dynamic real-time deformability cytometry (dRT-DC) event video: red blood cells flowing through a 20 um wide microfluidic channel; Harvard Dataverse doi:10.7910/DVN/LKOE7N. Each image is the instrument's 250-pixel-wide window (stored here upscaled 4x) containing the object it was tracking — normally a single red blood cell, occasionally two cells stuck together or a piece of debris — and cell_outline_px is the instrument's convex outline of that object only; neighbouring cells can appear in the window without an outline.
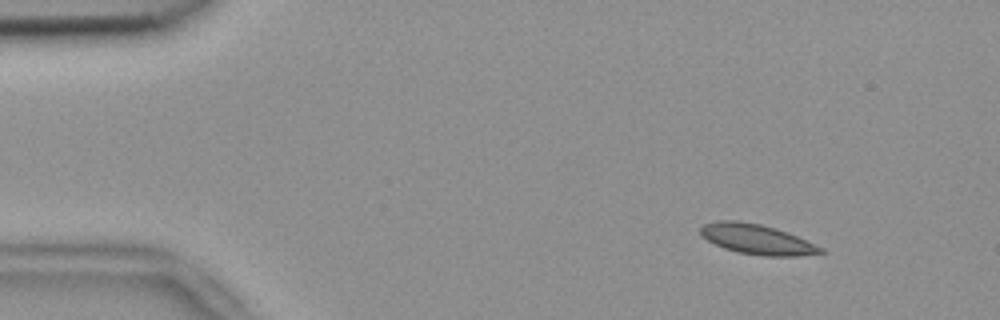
{"species": "common noctule bat (a hibernating species)", "species_latin": "Nyctalus noctula", "temperature_condition": "room temperature", "stored_images_in_passage": 55, "camera_frame_rate_fps": 3000, "um_per_image_px": 0.085, "animal": {"sex": "female", "body_mass_g": 18.4}, "frame": {"image": 1, "passage_image": 7, "time_ms": 2.0, "image_size_px": [1000, 320], "cell_outline_px": [[828, 252], [800, 256], [764, 256], [736, 252], [724, 248], [700, 236], [700, 228], [704, 224], [720, 220], [736, 220], [760, 224], [776, 228], [788, 232], [824, 248]], "centroid_in_image_um": [64.37, 20.34], "position_along_channel_um": 20.6, "area_um2": 21.15}}
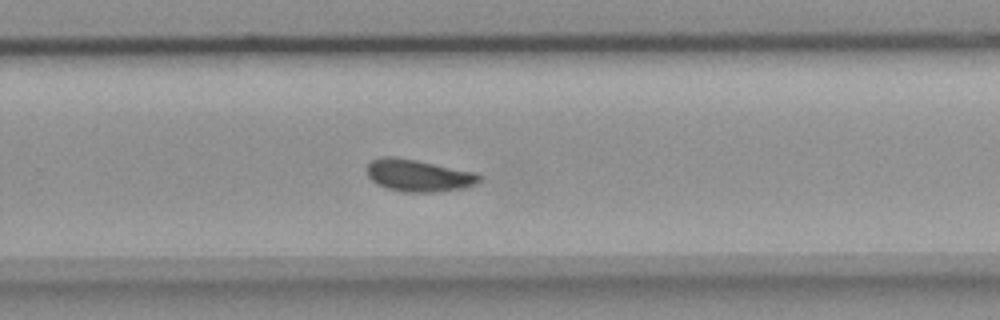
{"frame": {"image": 2, "passage_image": 36, "time_ms": 11.667, "image_size_px": [1000, 320], "cell_outline_px": [[480, 180], [476, 184], [464, 188], [440, 192], [400, 192], [376, 184], [368, 176], [368, 164], [372, 160], [384, 156], [392, 156], [416, 160], [476, 172], [480, 176]], "centroid_in_image_um": [35.58, 14.93], "position_along_channel_um": 294.2, "area_um2": 21.04}}
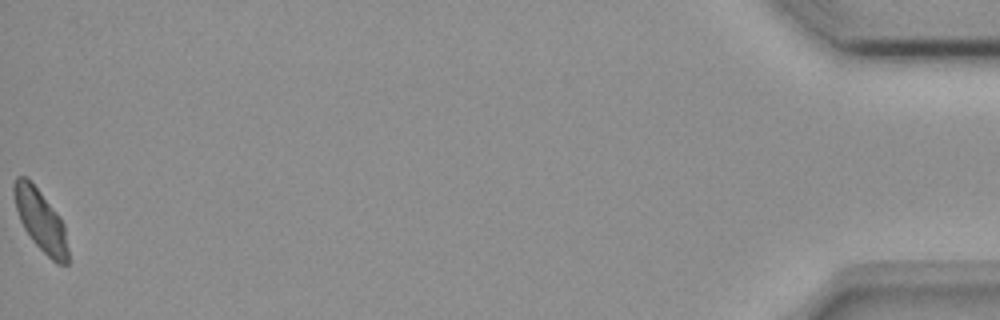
{"frame": {"image": 3, "passage_image": 55, "time_ms": 18.0, "image_size_px": [1000, 320], "cell_outline_px": [[68, 264], [56, 264], [32, 240], [24, 228], [20, 220], [16, 208], [12, 192], [12, 188], [16, 176], [28, 176], [60, 216], [64, 224], [68, 248]], "centroid_in_image_um": [3.45, 18.69], "position_along_channel_um": 431.8, "area_um2": 19.54}, "authors_computed_cell_mechanics": {"area_um2": 20.4612, "velocity_mm_per_s": 3.7237, "shape_relaxation_time_tau1_ms": null, "shape_relaxation_time_tau2_ms": 1.0646, "deformation_change_tau1": null, "deformation_change_tau2": 0.0513}}